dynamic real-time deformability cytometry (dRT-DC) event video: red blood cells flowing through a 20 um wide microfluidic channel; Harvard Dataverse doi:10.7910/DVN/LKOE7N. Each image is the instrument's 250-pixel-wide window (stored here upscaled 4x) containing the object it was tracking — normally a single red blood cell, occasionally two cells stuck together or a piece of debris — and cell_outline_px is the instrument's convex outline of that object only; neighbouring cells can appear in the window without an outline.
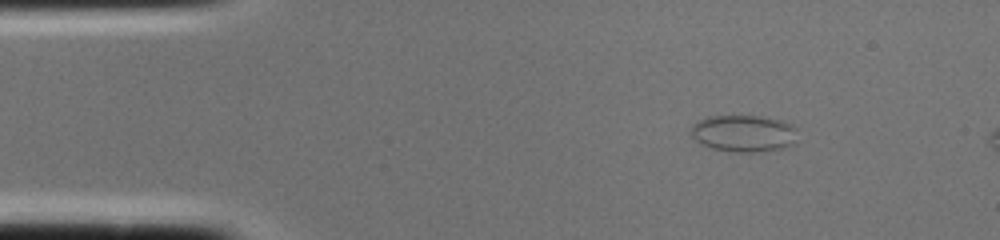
{"species": "common noctule bat (a hibernating species)", "species_latin": "Nyctalus noctula", "temperature_condition": "cold", "stored_images_in_passage": 2, "camera_frame_rate_fps": 3000, "um_per_image_px": 0.085, "animal": {"sex": "female", "body_mass_g": 22.0, "forearm_length_mm": 56.7}, "frame": {"image": 1, "passage_image": 2, "time_ms": 0.333, "image_size_px": [1000, 240], "cell_outline_px": [[796, 144], [784, 148], [760, 152], [732, 152], [708, 148], [700, 144], [692, 136], [692, 124], [708, 116], [760, 116], [784, 120], [792, 124], [796, 128]], "centroid_in_image_um": [63.25, 11.35], "position_along_channel_um": 21.8, "area_um2": 23.35}}